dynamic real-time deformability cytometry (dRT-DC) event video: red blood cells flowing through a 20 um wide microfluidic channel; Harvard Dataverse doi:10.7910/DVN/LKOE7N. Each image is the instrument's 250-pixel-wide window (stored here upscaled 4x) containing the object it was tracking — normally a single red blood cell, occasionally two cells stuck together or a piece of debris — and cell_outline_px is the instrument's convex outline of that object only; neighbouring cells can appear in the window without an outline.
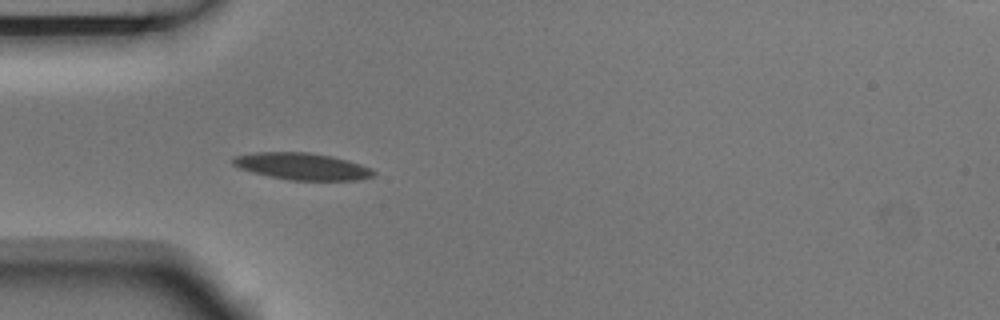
{"species": "Egyptian fruit bat (a non-hibernating species)", "species_latin": "Rousettus aegyptiacus", "temperature_condition": "room temperature", "stored_images_in_passage": 4, "camera_frame_rate_fps": 3000, "um_per_image_px": 0.085, "animal": {"sex": "male"}, "frame": {"image": 1, "passage_image": 4, "time_ms": 1.0, "image_size_px": [1000, 320], "cell_outline_px": [[376, 176], [360, 180], [288, 180], [252, 172], [240, 168], [232, 164], [232, 156], [256, 152], [308, 152], [332, 156], [348, 160], [372, 168], [376, 172]], "centroid_in_image_um": [25.71, 14.14], "position_along_channel_um": 59.3, "area_um2": 22.2}}